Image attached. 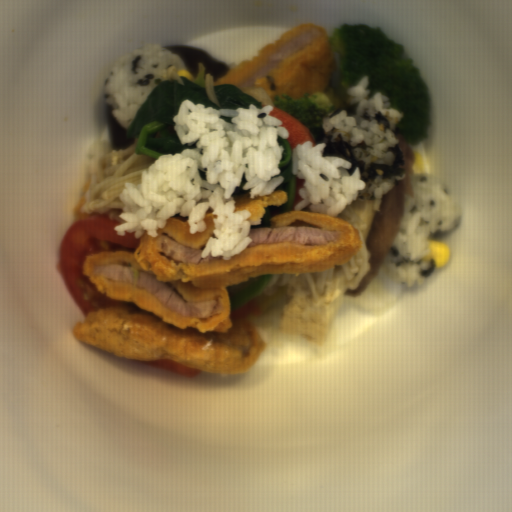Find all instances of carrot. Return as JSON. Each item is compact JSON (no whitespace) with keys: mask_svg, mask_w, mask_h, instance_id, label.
Segmentation results:
<instances>
[{"mask_svg":"<svg viewBox=\"0 0 512 512\" xmlns=\"http://www.w3.org/2000/svg\"><path fill=\"white\" fill-rule=\"evenodd\" d=\"M268 116H274L282 122L280 126L284 127L289 133L288 138L284 139L289 143L292 150L298 144L303 145L307 141H311L313 148L316 146V139L312 132L287 111L273 106V110Z\"/></svg>","mask_w":512,"mask_h":512,"instance_id":"obj_1","label":"carrot"},{"mask_svg":"<svg viewBox=\"0 0 512 512\" xmlns=\"http://www.w3.org/2000/svg\"><path fill=\"white\" fill-rule=\"evenodd\" d=\"M303 182H304V178H298L297 177V183H296V192H295V199H294V204L291 208L290 211H296L295 210V206L297 203H299L302 199L301 195H300V189L301 188H304L303 186Z\"/></svg>","mask_w":512,"mask_h":512,"instance_id":"obj_2","label":"carrot"}]
</instances>
